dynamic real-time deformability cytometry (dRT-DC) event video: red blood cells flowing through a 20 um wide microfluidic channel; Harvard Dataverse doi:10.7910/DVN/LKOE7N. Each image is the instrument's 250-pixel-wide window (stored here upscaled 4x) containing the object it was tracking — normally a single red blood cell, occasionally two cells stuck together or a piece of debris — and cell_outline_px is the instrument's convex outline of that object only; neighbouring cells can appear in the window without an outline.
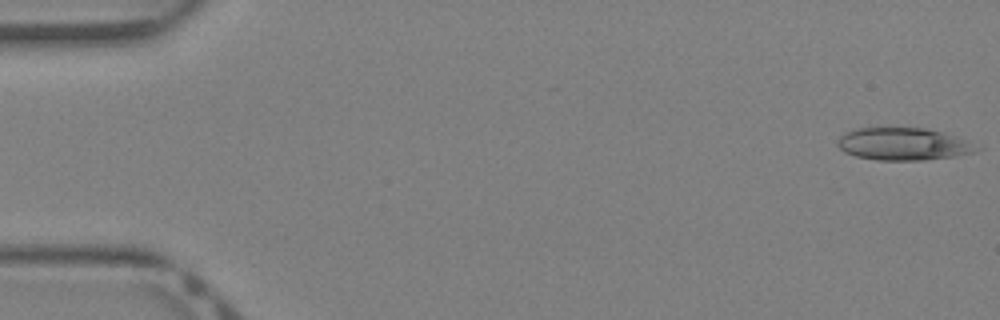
{"species": "Egyptian fruit bat (a non-hibernating species)", "species_latin": "Rousettus aegyptiacus", "temperature_condition": "warm", "stored_images_in_passage": 40, "camera_frame_rate_fps": 3000, "um_per_image_px": 0.085, "animal": {"sex": "female"}, "frame": {"image": 1, "passage_image": 1, "time_ms": 0.0, "image_size_px": [1000, 320], "cell_outline_px": [[972, 152], [956, 156], [924, 160], [876, 160], [856, 156], [844, 152], [836, 144], [836, 140], [844, 132], [856, 128], [928, 128], [944, 132], [956, 136], [972, 148]], "centroid_in_image_um": [76.62, 12.23], "position_along_channel_um": 8.4, "area_um2": 25.78}}
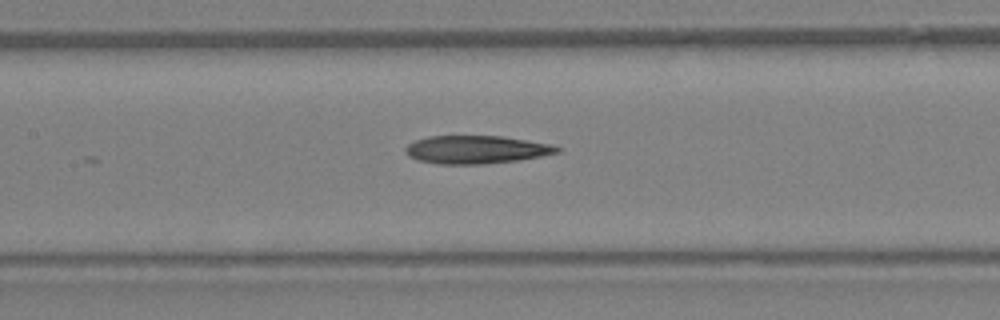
{"frame": {"image": 2, "passage_image": 19, "time_ms": 6.0, "image_size_px": [1000, 320], "cell_outline_px": [[564, 148], [560, 152], [540, 156], [516, 160], [484, 164], [440, 164], [420, 160], [408, 156], [404, 152], [404, 148], [408, 144], [416, 140], [428, 136], [500, 136], [552, 144]], "centroid_in_image_um": [40.48, 12.71], "position_along_channel_um": 166.9, "area_um2": 24.74}}
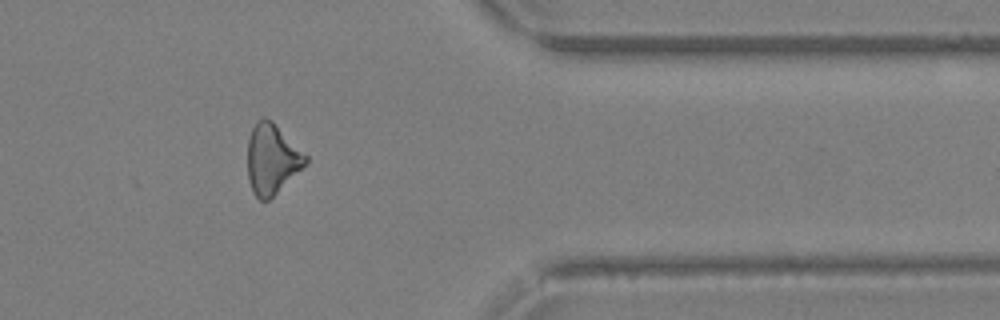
{"frame": {"image": 3, "passage_image": 33, "time_ms": 10.667, "image_size_px": [1000, 320], "cell_outline_px": [[308, 164], [268, 200], [260, 200], [252, 192], [248, 180], [248, 140], [252, 128], [256, 120], [264, 116], [272, 120], [308, 156]], "centroid_in_image_um": [23.12, 13.5], "position_along_channel_um": 388.3, "area_um2": 23.87}}